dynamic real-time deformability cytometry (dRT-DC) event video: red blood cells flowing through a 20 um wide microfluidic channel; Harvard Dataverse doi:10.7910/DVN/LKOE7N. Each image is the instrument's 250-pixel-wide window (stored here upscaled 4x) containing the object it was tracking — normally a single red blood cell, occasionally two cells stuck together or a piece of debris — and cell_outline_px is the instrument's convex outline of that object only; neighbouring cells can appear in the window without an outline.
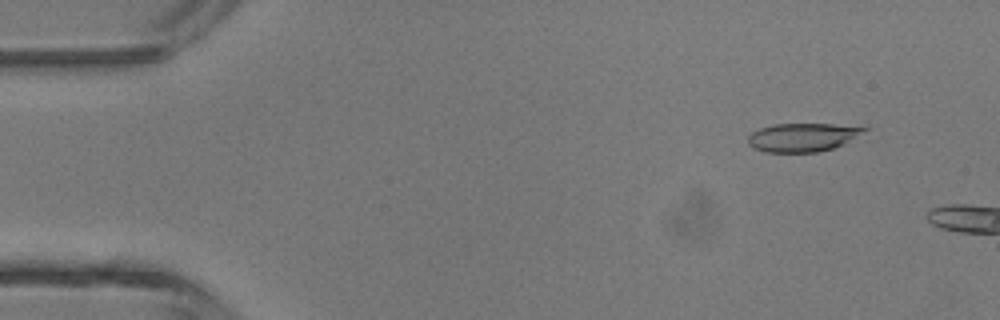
{"species": "common noctule bat (a hibernating species)", "species_latin": "Nyctalus noctula", "temperature_condition": "room temperature", "stored_images_in_passage": 6, "camera_frame_rate_fps": 3000, "um_per_image_px": 0.085, "animal": {"sex": "male", "body_mass_g": 13.3}, "frame": {"image": 1, "passage_image": 4, "time_ms": 1.0, "image_size_px": [1000, 320], "cell_outline_px": [[872, 128], [844, 144], [832, 148], [816, 152], [764, 152], [752, 148], [748, 144], [748, 136], [752, 132], [760, 128], [772, 124], [832, 124]], "centroid_in_image_um": [68.21, 11.67], "position_along_channel_um": 16.8, "area_um2": 19.36}}